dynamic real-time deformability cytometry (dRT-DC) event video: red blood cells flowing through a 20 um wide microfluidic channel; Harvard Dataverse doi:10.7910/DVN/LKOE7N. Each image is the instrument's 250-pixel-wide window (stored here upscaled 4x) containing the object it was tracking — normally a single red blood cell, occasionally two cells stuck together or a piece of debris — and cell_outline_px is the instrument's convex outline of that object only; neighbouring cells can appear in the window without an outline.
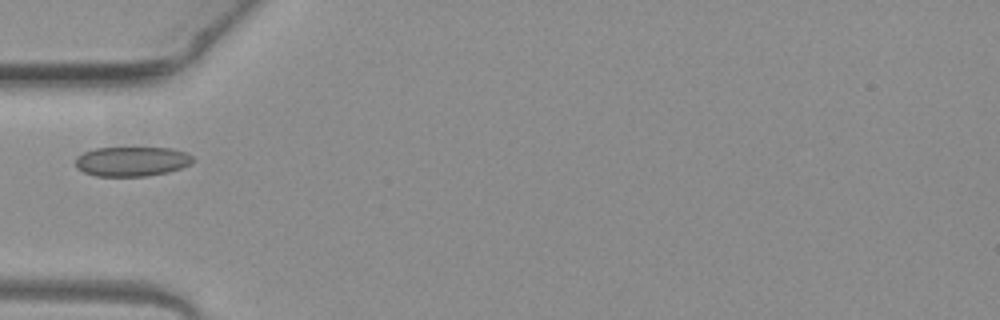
{"species": "common noctule bat (a hibernating species)", "species_latin": "Nyctalus noctula", "temperature_condition": "warm", "stored_images_in_passage": 36, "camera_frame_rate_fps": 3000, "um_per_image_px": 0.085, "animal": {"sex": "female", "body_mass_g": 19.3, "forearm_length_mm": 54.1}, "frame": {"image": 1, "passage_image": 1, "time_ms": 0.0, "image_size_px": [1000, 320], "cell_outline_px": [[196, 160], [180, 168], [168, 172], [144, 176], [96, 176], [84, 172], [76, 168], [76, 156], [84, 152], [96, 148], [172, 148], [184, 152], [192, 156]], "centroid_in_image_um": [11.19, 13.72], "position_along_channel_um": 73.8, "area_um2": 20.17}}
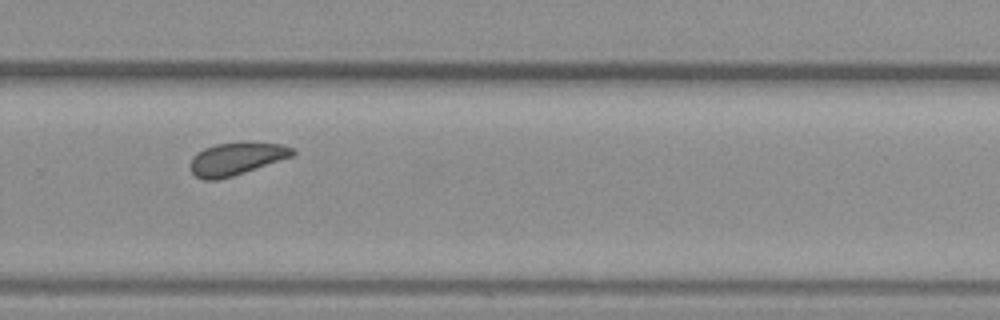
{"frame": {"image": 2, "passage_image": 19, "time_ms": 6.0, "image_size_px": [1000, 320], "cell_outline_px": [[296, 152], [292, 156], [232, 176], [216, 180], [204, 180], [196, 176], [192, 172], [188, 164], [192, 156], [196, 152], [204, 148], [216, 144], [280, 144], [292, 148]], "centroid_in_image_um": [19.99, 13.53], "position_along_channel_um": 309.8, "area_um2": 18.79}}
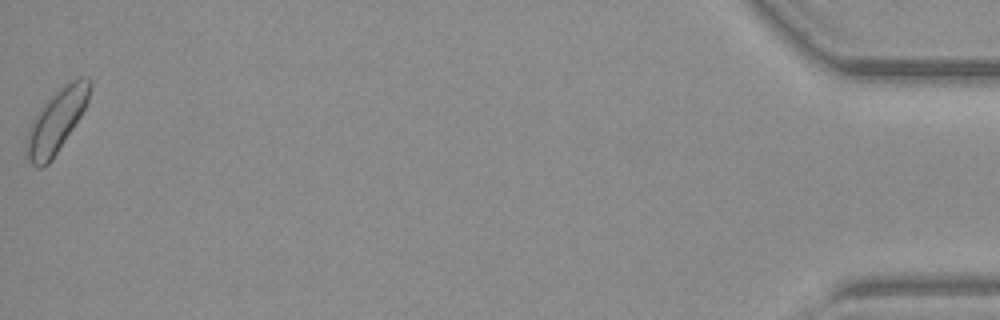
{"frame": {"image": 3, "passage_image": 36, "time_ms": 11.667, "image_size_px": [1000, 320], "cell_outline_px": [[92, 84], [88, 100], [80, 116], [52, 160], [48, 164], [40, 168], [36, 168], [24, 156], [24, 140], [32, 116], [64, 84], [80, 76], [88, 76], [92, 80]], "centroid_in_image_um": [4.74, 10.3], "position_along_channel_um": 430.5, "area_um2": 23.58}}